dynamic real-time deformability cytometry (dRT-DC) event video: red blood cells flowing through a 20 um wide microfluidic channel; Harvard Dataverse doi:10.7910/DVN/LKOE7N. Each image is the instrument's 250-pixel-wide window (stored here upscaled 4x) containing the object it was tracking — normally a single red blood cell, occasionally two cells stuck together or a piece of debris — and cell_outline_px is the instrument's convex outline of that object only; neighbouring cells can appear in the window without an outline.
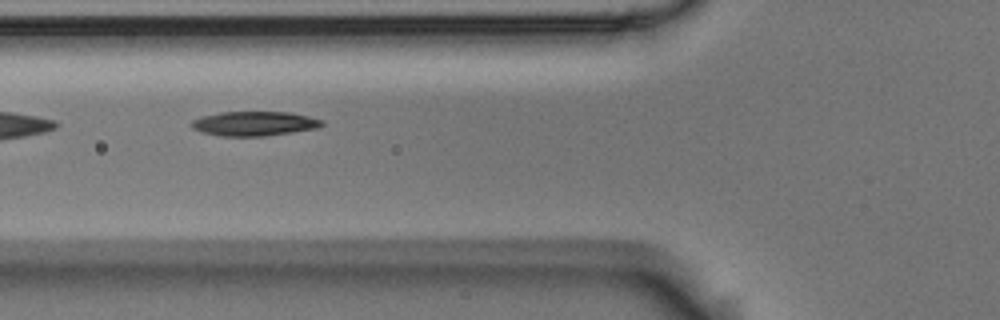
{"species": "Egyptian fruit bat (a non-hibernating species)", "species_latin": "Rousettus aegyptiacus", "temperature_condition": "room temperature", "stored_images_in_passage": 7, "segment_of_instrument_passage": [2, 2], "camera_frame_rate_fps": 3000, "um_per_image_px": 0.085, "animal": {"sex": "male"}, "frame": {"image": 1, "passage_image": 6, "time_ms": 1.667, "image_size_px": [1000, 320], "cell_outline_px": [[324, 124], [320, 128], [264, 136], [220, 136], [204, 132], [192, 128], [192, 120], [200, 116], [220, 112], [288, 112], [308, 116], [324, 120]], "centroid_in_image_um": [21.64, 10.5], "position_along_channel_um": 104.2, "area_um2": 18.61}}
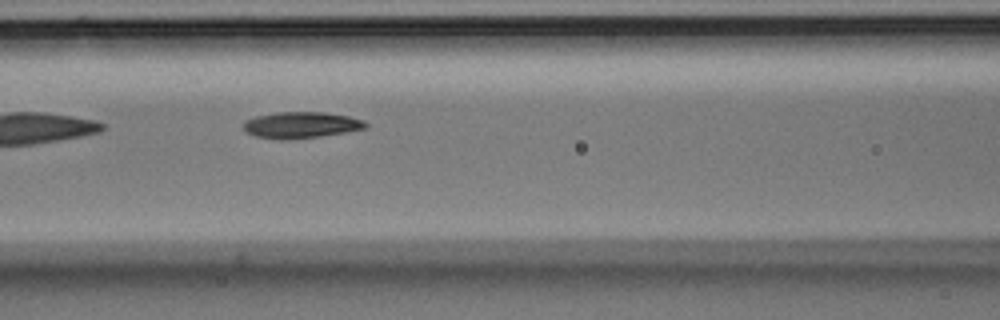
{"frame": {"image": 2, "passage_image": 7, "time_ms": 2.0, "image_size_px": [1000, 320], "cell_outline_px": [[368, 124], [364, 128], [344, 132], [320, 136], [288, 140], [280, 140], [256, 136], [248, 132], [244, 128], [244, 120], [256, 116], [276, 112], [324, 112], [348, 116], [364, 120]], "centroid_in_image_um": [25.57, 10.62], "position_along_channel_um": 141.0, "area_um2": 18.61}}